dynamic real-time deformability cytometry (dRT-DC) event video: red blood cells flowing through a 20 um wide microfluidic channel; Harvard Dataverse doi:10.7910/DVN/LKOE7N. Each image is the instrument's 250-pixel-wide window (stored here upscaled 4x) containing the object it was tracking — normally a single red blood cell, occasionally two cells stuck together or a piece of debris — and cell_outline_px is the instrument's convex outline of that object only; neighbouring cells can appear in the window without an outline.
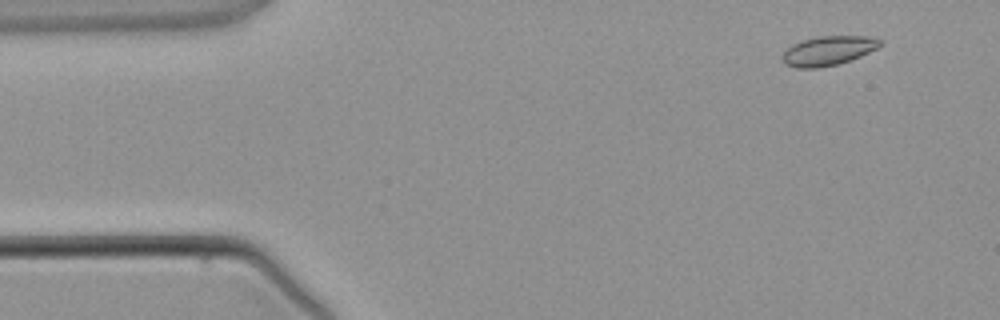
{"species": "common noctule bat (a hibernating species)", "species_latin": "Nyctalus noctula", "temperature_condition": "warm", "stored_images_in_passage": 4, "camera_frame_rate_fps": 3000, "um_per_image_px": 0.085, "animal": {"sex": "male", "body_mass_g": 21.5, "forearm_length_mm": 52.0}, "frame": {"image": 1, "passage_image": 2, "time_ms": 1.0, "image_size_px": [1000, 320], "cell_outline_px": [[884, 44], [860, 56], [840, 64], [820, 68], [796, 68], [784, 64], [780, 56], [792, 44], [804, 40], [820, 36], [868, 36], [884, 40]], "centroid_in_image_um": [70.4, 4.32], "position_along_channel_um": 14.6, "area_um2": 16.88}}
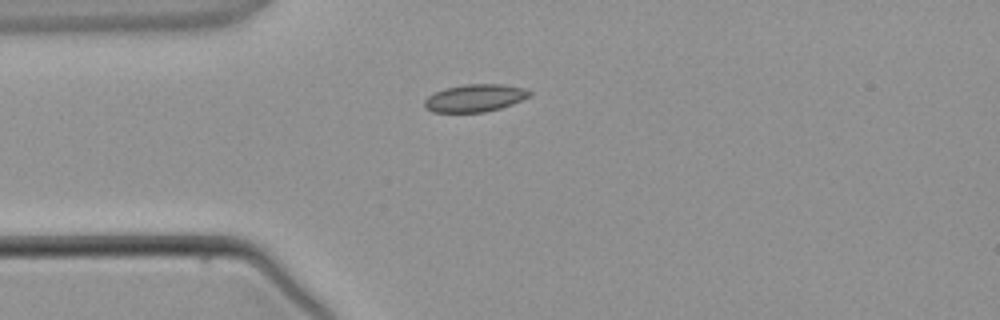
{"frame": {"image": 2, "passage_image": 4, "time_ms": 3.333, "image_size_px": [1000, 320], "cell_outline_px": [[532, 96], [512, 104], [500, 108], [484, 112], [432, 112], [424, 108], [424, 100], [428, 96], [444, 88], [464, 84], [500, 84], [524, 88], [532, 92]], "centroid_in_image_um": [40.37, 8.33], "position_along_channel_um": 44.6, "area_um2": 16.94}}